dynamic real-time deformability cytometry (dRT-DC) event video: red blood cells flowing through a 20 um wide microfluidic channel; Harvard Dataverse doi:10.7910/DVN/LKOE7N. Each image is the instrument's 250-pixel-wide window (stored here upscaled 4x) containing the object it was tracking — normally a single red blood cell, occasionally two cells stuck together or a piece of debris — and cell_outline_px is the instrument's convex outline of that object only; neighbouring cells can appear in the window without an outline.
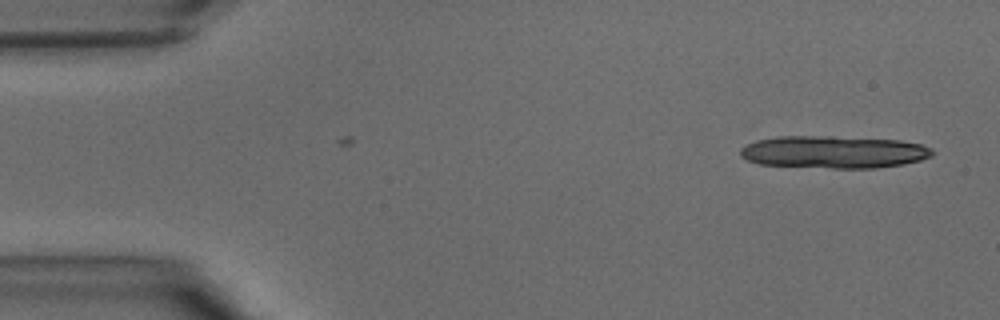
{"species": "common noctule bat (a hibernating species)", "species_latin": "Nyctalus noctula", "temperature_condition": "warm", "stored_images_in_passage": 2, "camera_frame_rate_fps": 3000, "um_per_image_px": 0.085, "animal": {"sex": "male", "body_mass_g": 15.6}, "frame": {"image": 1, "passage_image": 1, "time_ms": 0.0, "image_size_px": [1000, 320], "cell_outline_px": [[936, 152], [932, 156], [920, 160], [904, 164], [876, 168], [832, 168], [760, 164], [748, 160], [740, 156], [740, 148], [744, 144], [756, 140], [776, 136], [832, 136], [900, 140], [920, 144], [932, 148]], "centroid_in_image_um": [70.86, 12.91], "position_along_channel_um": 14.1, "area_um2": 36.59}}